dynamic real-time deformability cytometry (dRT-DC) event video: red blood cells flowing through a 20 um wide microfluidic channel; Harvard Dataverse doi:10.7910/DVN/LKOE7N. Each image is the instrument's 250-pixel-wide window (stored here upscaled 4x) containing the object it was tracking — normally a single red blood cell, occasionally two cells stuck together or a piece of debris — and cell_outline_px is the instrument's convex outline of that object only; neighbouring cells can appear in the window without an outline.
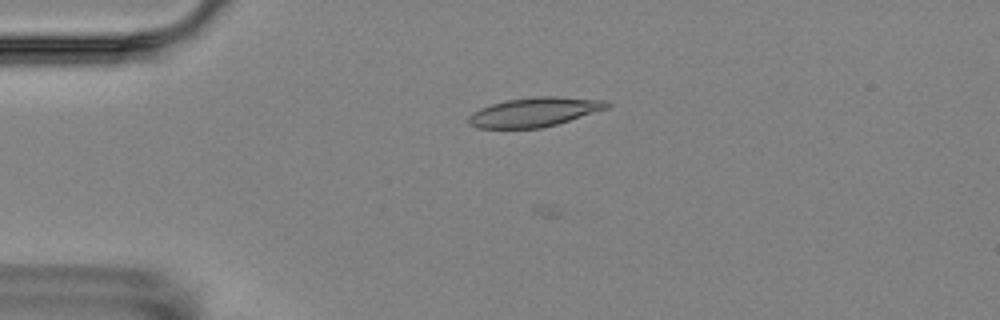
{"species": "Egyptian fruit bat (a non-hibernating species)", "species_latin": "Rousettus aegyptiacus", "temperature_condition": "room temperature", "stored_images_in_passage": 5, "camera_frame_rate_fps": 3000, "um_per_image_px": 0.085, "animal": {"sex": "female"}, "frame": {"image": 1, "passage_image": 4, "time_ms": 3.333, "image_size_px": [1000, 320], "cell_outline_px": [[612, 104], [608, 108], [556, 124], [540, 128], [476, 128], [468, 124], [468, 116], [472, 112], [480, 108], [504, 100], [536, 96], [556, 96], [604, 100]], "centroid_in_image_um": [45.39, 9.52], "position_along_channel_um": 39.6, "area_um2": 23.58}}